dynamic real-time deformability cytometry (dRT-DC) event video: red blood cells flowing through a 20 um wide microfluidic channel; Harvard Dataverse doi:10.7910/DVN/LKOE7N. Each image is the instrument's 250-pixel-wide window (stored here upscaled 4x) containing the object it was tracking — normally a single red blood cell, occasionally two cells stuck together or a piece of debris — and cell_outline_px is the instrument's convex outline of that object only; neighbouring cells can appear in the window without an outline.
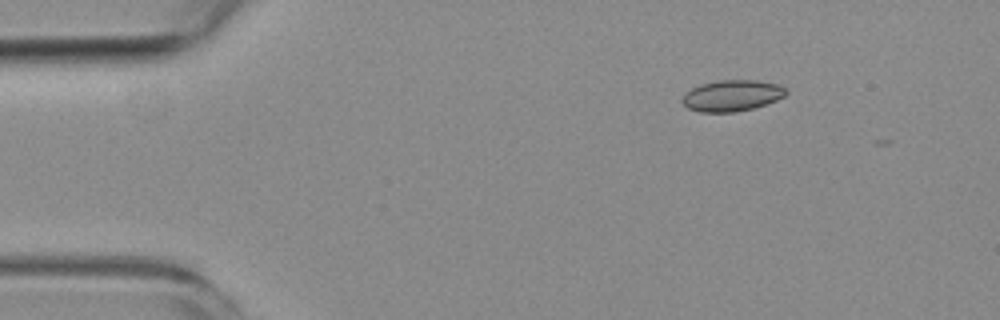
{"species": "common noctule bat (a hibernating species)", "species_latin": "Nyctalus noctula", "temperature_condition": "room temperature", "stored_images_in_passage": 4, "camera_frame_rate_fps": 3000, "um_per_image_px": 0.085, "animal": {"sex": "female", "body_mass_g": 19.3, "forearm_length_mm": 54.1}, "frame": {"image": 1, "passage_image": 1, "time_ms": 0.0, "image_size_px": [1000, 320], "cell_outline_px": [[788, 92], [784, 96], [776, 100], [752, 108], [736, 112], [700, 112], [688, 108], [680, 100], [692, 88], [700, 84], [716, 80], [756, 80], [776, 84], [784, 88]], "centroid_in_image_um": [62.19, 8.12], "position_along_channel_um": 22.8, "area_um2": 18.67}}
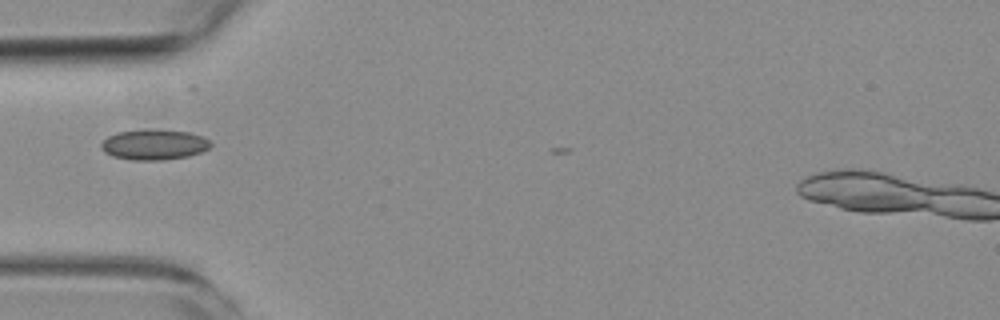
{"frame": {"image": 2, "passage_image": 4, "time_ms": 3.333, "image_size_px": [1000, 320], "cell_outline_px": [[212, 144], [208, 148], [200, 152], [188, 156], [164, 160], [132, 160], [112, 156], [104, 152], [100, 148], [100, 144], [108, 136], [120, 132], [144, 128], [188, 132], [204, 136]], "centroid_in_image_um": [13.08, 12.28], "position_along_channel_um": 71.9, "area_um2": 19.54}}